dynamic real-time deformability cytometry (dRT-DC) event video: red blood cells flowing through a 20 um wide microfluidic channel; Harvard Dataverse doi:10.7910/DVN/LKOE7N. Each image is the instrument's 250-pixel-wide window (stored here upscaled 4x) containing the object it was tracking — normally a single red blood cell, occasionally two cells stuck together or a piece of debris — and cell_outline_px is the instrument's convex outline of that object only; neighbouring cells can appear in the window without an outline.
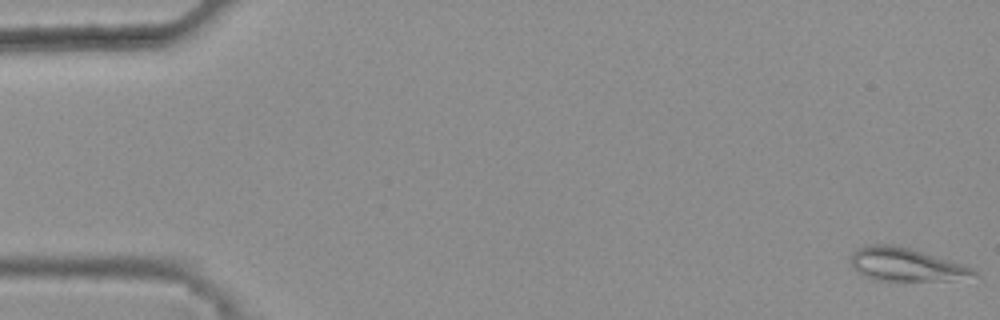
{"species": "common noctule bat (a hibernating species)", "species_latin": "Nyctalus noctula", "temperature_condition": "warm", "stored_images_in_passage": 46, "camera_frame_rate_fps": 3000, "um_per_image_px": 0.085, "animal": {"sex": "female", "body_mass_g": 25.1}, "frame": {"image": 1, "passage_image": 1, "time_ms": 0.0, "image_size_px": [1000, 320], "cell_outline_px": [[976, 276], [948, 280], [872, 280], [856, 272], [852, 268], [852, 252], [856, 248], [868, 244], [892, 244], [912, 248], [972, 268], [976, 272]], "centroid_in_image_um": [76.91, 22.47], "position_along_channel_um": 8.1, "area_um2": 23.64}}
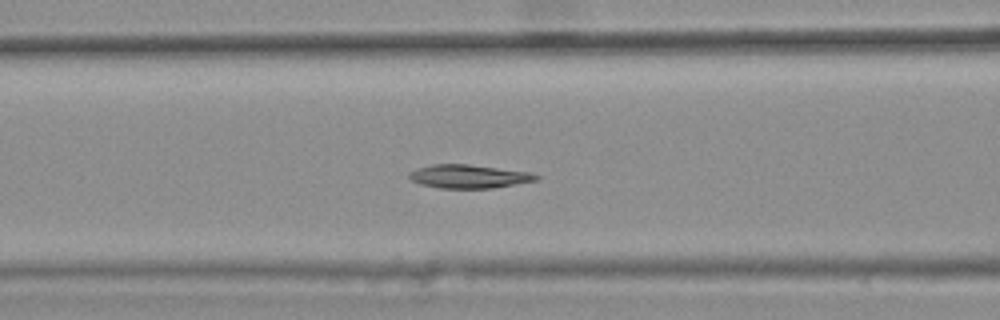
{"frame": {"image": 2, "passage_image": 22, "time_ms": 7.0, "image_size_px": [1000, 320], "cell_outline_px": [[540, 176], [536, 180], [492, 188], [440, 188], [420, 184], [412, 180], [408, 176], [408, 172], [416, 168], [432, 164], [468, 164], [532, 172]], "centroid_in_image_um": [39.82, 14.98], "position_along_channel_um": 126.8, "area_um2": 17.4}}
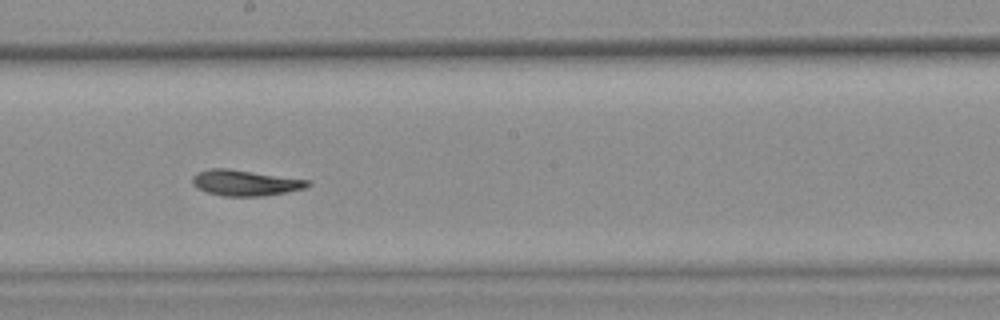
{"frame": {"image": 3, "passage_image": 30, "time_ms": 9.667, "image_size_px": [1000, 320], "cell_outline_px": [[312, 184], [304, 188], [264, 196], [224, 196], [208, 192], [196, 188], [192, 184], [192, 176], [196, 172], [208, 168], [228, 168], [312, 180]], "centroid_in_image_um": [20.83, 15.52], "position_along_channel_um": 227.4, "area_um2": 17.51}, "authors_computed_cell_mechanics": {"area_um2": 17.6001, "velocity_mm_per_s": 3.7891, "shape_relaxation_time_tau1_ms": 10.3726, "shape_relaxation_time_tau2_ms": 2.8603, "deformation_change_tau1": 0.2233, "deformation_change_tau2": 0.0614}}